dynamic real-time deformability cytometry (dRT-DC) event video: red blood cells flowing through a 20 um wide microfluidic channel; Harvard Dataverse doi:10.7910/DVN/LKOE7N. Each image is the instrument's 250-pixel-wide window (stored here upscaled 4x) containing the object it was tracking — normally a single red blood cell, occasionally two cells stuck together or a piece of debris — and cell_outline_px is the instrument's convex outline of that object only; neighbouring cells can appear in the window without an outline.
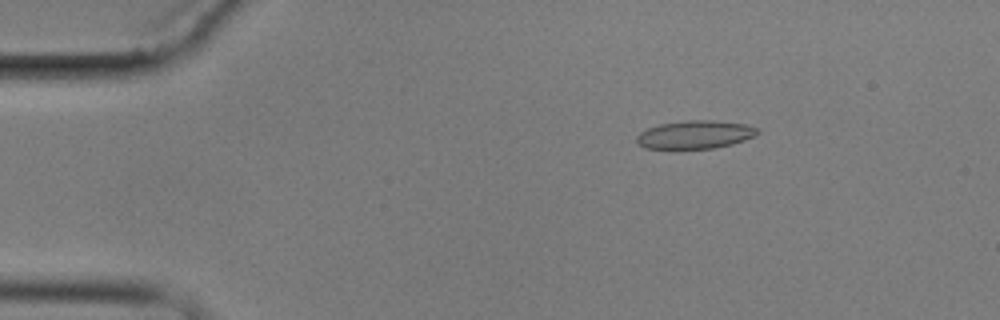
{"species": "common noctule bat (a hibernating species)", "species_latin": "Nyctalus noctula", "temperature_condition": "cold", "stored_images_in_passage": 4, "camera_frame_rate_fps": 3000, "um_per_image_px": 0.085, "animal": {"sex": "male", "body_mass_g": 17.9}, "frame": {"image": 1, "passage_image": 2, "time_ms": 2.0, "image_size_px": [1000, 320], "cell_outline_px": [[760, 132], [744, 140], [732, 144], [712, 148], [644, 148], [636, 144], [636, 136], [640, 132], [648, 128], [660, 124], [688, 120], [708, 120], [744, 124], [760, 128]], "centroid_in_image_um": [59.06, 11.44], "position_along_channel_um": 25.9, "area_um2": 19.65}}